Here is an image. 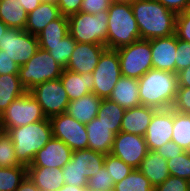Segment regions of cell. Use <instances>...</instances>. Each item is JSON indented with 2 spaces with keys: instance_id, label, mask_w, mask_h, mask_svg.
<instances>
[{
  "instance_id": "cell-43",
  "label": "cell",
  "mask_w": 190,
  "mask_h": 191,
  "mask_svg": "<svg viewBox=\"0 0 190 191\" xmlns=\"http://www.w3.org/2000/svg\"><path fill=\"white\" fill-rule=\"evenodd\" d=\"M154 191H190L189 181L170 175L162 184L156 186Z\"/></svg>"
},
{
  "instance_id": "cell-1",
  "label": "cell",
  "mask_w": 190,
  "mask_h": 191,
  "mask_svg": "<svg viewBox=\"0 0 190 191\" xmlns=\"http://www.w3.org/2000/svg\"><path fill=\"white\" fill-rule=\"evenodd\" d=\"M141 39L166 37L175 34L177 14L157 0L130 2Z\"/></svg>"
},
{
  "instance_id": "cell-17",
  "label": "cell",
  "mask_w": 190,
  "mask_h": 191,
  "mask_svg": "<svg viewBox=\"0 0 190 191\" xmlns=\"http://www.w3.org/2000/svg\"><path fill=\"white\" fill-rule=\"evenodd\" d=\"M152 68L175 73L177 37L175 34L150 39Z\"/></svg>"
},
{
  "instance_id": "cell-46",
  "label": "cell",
  "mask_w": 190,
  "mask_h": 191,
  "mask_svg": "<svg viewBox=\"0 0 190 191\" xmlns=\"http://www.w3.org/2000/svg\"><path fill=\"white\" fill-rule=\"evenodd\" d=\"M19 66L5 54L4 50H0V75L18 74Z\"/></svg>"
},
{
  "instance_id": "cell-55",
  "label": "cell",
  "mask_w": 190,
  "mask_h": 191,
  "mask_svg": "<svg viewBox=\"0 0 190 191\" xmlns=\"http://www.w3.org/2000/svg\"><path fill=\"white\" fill-rule=\"evenodd\" d=\"M117 1L133 2L134 0H117Z\"/></svg>"
},
{
  "instance_id": "cell-25",
  "label": "cell",
  "mask_w": 190,
  "mask_h": 191,
  "mask_svg": "<svg viewBox=\"0 0 190 191\" xmlns=\"http://www.w3.org/2000/svg\"><path fill=\"white\" fill-rule=\"evenodd\" d=\"M138 170L149 179L154 188L170 176L167 160L156 151H148Z\"/></svg>"
},
{
  "instance_id": "cell-36",
  "label": "cell",
  "mask_w": 190,
  "mask_h": 191,
  "mask_svg": "<svg viewBox=\"0 0 190 191\" xmlns=\"http://www.w3.org/2000/svg\"><path fill=\"white\" fill-rule=\"evenodd\" d=\"M170 175L190 180V152L184 151L178 156L167 160Z\"/></svg>"
},
{
  "instance_id": "cell-11",
  "label": "cell",
  "mask_w": 190,
  "mask_h": 191,
  "mask_svg": "<svg viewBox=\"0 0 190 191\" xmlns=\"http://www.w3.org/2000/svg\"><path fill=\"white\" fill-rule=\"evenodd\" d=\"M0 39V50H4L18 66L27 63L39 48L38 38L25 30L12 29Z\"/></svg>"
},
{
  "instance_id": "cell-44",
  "label": "cell",
  "mask_w": 190,
  "mask_h": 191,
  "mask_svg": "<svg viewBox=\"0 0 190 191\" xmlns=\"http://www.w3.org/2000/svg\"><path fill=\"white\" fill-rule=\"evenodd\" d=\"M117 0H83L80 12L97 14L108 11L109 6Z\"/></svg>"
},
{
  "instance_id": "cell-6",
  "label": "cell",
  "mask_w": 190,
  "mask_h": 191,
  "mask_svg": "<svg viewBox=\"0 0 190 191\" xmlns=\"http://www.w3.org/2000/svg\"><path fill=\"white\" fill-rule=\"evenodd\" d=\"M63 70L47 50L39 47L27 63L19 66L18 76L21 84L29 91L37 84L59 79Z\"/></svg>"
},
{
  "instance_id": "cell-26",
  "label": "cell",
  "mask_w": 190,
  "mask_h": 191,
  "mask_svg": "<svg viewBox=\"0 0 190 191\" xmlns=\"http://www.w3.org/2000/svg\"><path fill=\"white\" fill-rule=\"evenodd\" d=\"M105 154L91 149L75 150L72 153L71 161L75 163L81 174L87 179L95 175L104 165Z\"/></svg>"
},
{
  "instance_id": "cell-49",
  "label": "cell",
  "mask_w": 190,
  "mask_h": 191,
  "mask_svg": "<svg viewBox=\"0 0 190 191\" xmlns=\"http://www.w3.org/2000/svg\"><path fill=\"white\" fill-rule=\"evenodd\" d=\"M178 87H190V66L177 73Z\"/></svg>"
},
{
  "instance_id": "cell-3",
  "label": "cell",
  "mask_w": 190,
  "mask_h": 191,
  "mask_svg": "<svg viewBox=\"0 0 190 191\" xmlns=\"http://www.w3.org/2000/svg\"><path fill=\"white\" fill-rule=\"evenodd\" d=\"M5 132L14 143L16 159L21 165L30 166L35 154L53 137L50 119L30 123Z\"/></svg>"
},
{
  "instance_id": "cell-32",
  "label": "cell",
  "mask_w": 190,
  "mask_h": 191,
  "mask_svg": "<svg viewBox=\"0 0 190 191\" xmlns=\"http://www.w3.org/2000/svg\"><path fill=\"white\" fill-rule=\"evenodd\" d=\"M76 43L77 42L72 38V36L68 34L56 44L39 45V47L47 50L51 57L65 69L75 49Z\"/></svg>"
},
{
  "instance_id": "cell-10",
  "label": "cell",
  "mask_w": 190,
  "mask_h": 191,
  "mask_svg": "<svg viewBox=\"0 0 190 191\" xmlns=\"http://www.w3.org/2000/svg\"><path fill=\"white\" fill-rule=\"evenodd\" d=\"M29 93L41 105V109L48 119L65 113L70 102L60 78L37 84L29 90Z\"/></svg>"
},
{
  "instance_id": "cell-15",
  "label": "cell",
  "mask_w": 190,
  "mask_h": 191,
  "mask_svg": "<svg viewBox=\"0 0 190 191\" xmlns=\"http://www.w3.org/2000/svg\"><path fill=\"white\" fill-rule=\"evenodd\" d=\"M73 151L62 140L52 137L34 156L28 167H50L62 169L72 157Z\"/></svg>"
},
{
  "instance_id": "cell-54",
  "label": "cell",
  "mask_w": 190,
  "mask_h": 191,
  "mask_svg": "<svg viewBox=\"0 0 190 191\" xmlns=\"http://www.w3.org/2000/svg\"><path fill=\"white\" fill-rule=\"evenodd\" d=\"M42 1H47V2H54V3H57L59 0H42Z\"/></svg>"
},
{
  "instance_id": "cell-30",
  "label": "cell",
  "mask_w": 190,
  "mask_h": 191,
  "mask_svg": "<svg viewBox=\"0 0 190 191\" xmlns=\"http://www.w3.org/2000/svg\"><path fill=\"white\" fill-rule=\"evenodd\" d=\"M69 34L68 16L61 15L51 21L40 34L37 35L39 45L56 44Z\"/></svg>"
},
{
  "instance_id": "cell-51",
  "label": "cell",
  "mask_w": 190,
  "mask_h": 191,
  "mask_svg": "<svg viewBox=\"0 0 190 191\" xmlns=\"http://www.w3.org/2000/svg\"><path fill=\"white\" fill-rule=\"evenodd\" d=\"M15 191H40L28 176L21 182Z\"/></svg>"
},
{
  "instance_id": "cell-16",
  "label": "cell",
  "mask_w": 190,
  "mask_h": 191,
  "mask_svg": "<svg viewBox=\"0 0 190 191\" xmlns=\"http://www.w3.org/2000/svg\"><path fill=\"white\" fill-rule=\"evenodd\" d=\"M106 49L102 44L77 42L65 69L79 74L92 73Z\"/></svg>"
},
{
  "instance_id": "cell-41",
  "label": "cell",
  "mask_w": 190,
  "mask_h": 191,
  "mask_svg": "<svg viewBox=\"0 0 190 191\" xmlns=\"http://www.w3.org/2000/svg\"><path fill=\"white\" fill-rule=\"evenodd\" d=\"M175 35L178 39L190 43V10L177 14Z\"/></svg>"
},
{
  "instance_id": "cell-24",
  "label": "cell",
  "mask_w": 190,
  "mask_h": 191,
  "mask_svg": "<svg viewBox=\"0 0 190 191\" xmlns=\"http://www.w3.org/2000/svg\"><path fill=\"white\" fill-rule=\"evenodd\" d=\"M101 102L102 98L94 93H89L79 99L70 101L66 113L78 122L87 124L97 117Z\"/></svg>"
},
{
  "instance_id": "cell-35",
  "label": "cell",
  "mask_w": 190,
  "mask_h": 191,
  "mask_svg": "<svg viewBox=\"0 0 190 191\" xmlns=\"http://www.w3.org/2000/svg\"><path fill=\"white\" fill-rule=\"evenodd\" d=\"M0 167H27L16 159L14 143L5 131L0 130Z\"/></svg>"
},
{
  "instance_id": "cell-12",
  "label": "cell",
  "mask_w": 190,
  "mask_h": 191,
  "mask_svg": "<svg viewBox=\"0 0 190 191\" xmlns=\"http://www.w3.org/2000/svg\"><path fill=\"white\" fill-rule=\"evenodd\" d=\"M53 137L62 140L72 151L88 149L86 126L66 112L50 118Z\"/></svg>"
},
{
  "instance_id": "cell-19",
  "label": "cell",
  "mask_w": 190,
  "mask_h": 191,
  "mask_svg": "<svg viewBox=\"0 0 190 191\" xmlns=\"http://www.w3.org/2000/svg\"><path fill=\"white\" fill-rule=\"evenodd\" d=\"M85 126L88 136V149L105 155L110 154L116 135L110 127L101 123L97 117Z\"/></svg>"
},
{
  "instance_id": "cell-20",
  "label": "cell",
  "mask_w": 190,
  "mask_h": 191,
  "mask_svg": "<svg viewBox=\"0 0 190 191\" xmlns=\"http://www.w3.org/2000/svg\"><path fill=\"white\" fill-rule=\"evenodd\" d=\"M92 73H75L67 69L62 71L60 80L70 101L79 99L89 93H94V80Z\"/></svg>"
},
{
  "instance_id": "cell-38",
  "label": "cell",
  "mask_w": 190,
  "mask_h": 191,
  "mask_svg": "<svg viewBox=\"0 0 190 191\" xmlns=\"http://www.w3.org/2000/svg\"><path fill=\"white\" fill-rule=\"evenodd\" d=\"M114 181L103 165L95 175L87 180L88 191H113Z\"/></svg>"
},
{
  "instance_id": "cell-8",
  "label": "cell",
  "mask_w": 190,
  "mask_h": 191,
  "mask_svg": "<svg viewBox=\"0 0 190 191\" xmlns=\"http://www.w3.org/2000/svg\"><path fill=\"white\" fill-rule=\"evenodd\" d=\"M116 50L122 76L139 79L153 69L150 40L140 39Z\"/></svg>"
},
{
  "instance_id": "cell-14",
  "label": "cell",
  "mask_w": 190,
  "mask_h": 191,
  "mask_svg": "<svg viewBox=\"0 0 190 191\" xmlns=\"http://www.w3.org/2000/svg\"><path fill=\"white\" fill-rule=\"evenodd\" d=\"M173 130V109L157 110L145 134L149 151H156L163 144L171 141Z\"/></svg>"
},
{
  "instance_id": "cell-23",
  "label": "cell",
  "mask_w": 190,
  "mask_h": 191,
  "mask_svg": "<svg viewBox=\"0 0 190 191\" xmlns=\"http://www.w3.org/2000/svg\"><path fill=\"white\" fill-rule=\"evenodd\" d=\"M27 176L40 191H57L65 185L60 168L27 167Z\"/></svg>"
},
{
  "instance_id": "cell-33",
  "label": "cell",
  "mask_w": 190,
  "mask_h": 191,
  "mask_svg": "<svg viewBox=\"0 0 190 191\" xmlns=\"http://www.w3.org/2000/svg\"><path fill=\"white\" fill-rule=\"evenodd\" d=\"M113 191H154V187L138 169H133L123 180L114 184Z\"/></svg>"
},
{
  "instance_id": "cell-7",
  "label": "cell",
  "mask_w": 190,
  "mask_h": 191,
  "mask_svg": "<svg viewBox=\"0 0 190 191\" xmlns=\"http://www.w3.org/2000/svg\"><path fill=\"white\" fill-rule=\"evenodd\" d=\"M45 119L41 105L27 91L24 95L12 101L0 115V130L5 131Z\"/></svg>"
},
{
  "instance_id": "cell-42",
  "label": "cell",
  "mask_w": 190,
  "mask_h": 191,
  "mask_svg": "<svg viewBox=\"0 0 190 191\" xmlns=\"http://www.w3.org/2000/svg\"><path fill=\"white\" fill-rule=\"evenodd\" d=\"M171 108L179 113L190 114V87H178Z\"/></svg>"
},
{
  "instance_id": "cell-48",
  "label": "cell",
  "mask_w": 190,
  "mask_h": 191,
  "mask_svg": "<svg viewBox=\"0 0 190 191\" xmlns=\"http://www.w3.org/2000/svg\"><path fill=\"white\" fill-rule=\"evenodd\" d=\"M168 10L173 11L176 14L182 13L188 10V0H157Z\"/></svg>"
},
{
  "instance_id": "cell-4",
  "label": "cell",
  "mask_w": 190,
  "mask_h": 191,
  "mask_svg": "<svg viewBox=\"0 0 190 191\" xmlns=\"http://www.w3.org/2000/svg\"><path fill=\"white\" fill-rule=\"evenodd\" d=\"M107 49H118L140 40L130 2L116 1L108 8Z\"/></svg>"
},
{
  "instance_id": "cell-9",
  "label": "cell",
  "mask_w": 190,
  "mask_h": 191,
  "mask_svg": "<svg viewBox=\"0 0 190 191\" xmlns=\"http://www.w3.org/2000/svg\"><path fill=\"white\" fill-rule=\"evenodd\" d=\"M94 80V94L99 98L109 99L112 91L122 76L120 60L115 49H106L92 72Z\"/></svg>"
},
{
  "instance_id": "cell-13",
  "label": "cell",
  "mask_w": 190,
  "mask_h": 191,
  "mask_svg": "<svg viewBox=\"0 0 190 191\" xmlns=\"http://www.w3.org/2000/svg\"><path fill=\"white\" fill-rule=\"evenodd\" d=\"M148 151L144 136L120 131L115 135L110 154L121 159L132 168L138 169Z\"/></svg>"
},
{
  "instance_id": "cell-37",
  "label": "cell",
  "mask_w": 190,
  "mask_h": 191,
  "mask_svg": "<svg viewBox=\"0 0 190 191\" xmlns=\"http://www.w3.org/2000/svg\"><path fill=\"white\" fill-rule=\"evenodd\" d=\"M104 166L107 172H109V175L112 177L114 183H118L123 180L134 169L121 159L111 154L105 155Z\"/></svg>"
},
{
  "instance_id": "cell-39",
  "label": "cell",
  "mask_w": 190,
  "mask_h": 191,
  "mask_svg": "<svg viewBox=\"0 0 190 191\" xmlns=\"http://www.w3.org/2000/svg\"><path fill=\"white\" fill-rule=\"evenodd\" d=\"M65 185L87 187V178L71 160L62 168Z\"/></svg>"
},
{
  "instance_id": "cell-40",
  "label": "cell",
  "mask_w": 190,
  "mask_h": 191,
  "mask_svg": "<svg viewBox=\"0 0 190 191\" xmlns=\"http://www.w3.org/2000/svg\"><path fill=\"white\" fill-rule=\"evenodd\" d=\"M190 66V43L177 38L175 73Z\"/></svg>"
},
{
  "instance_id": "cell-56",
  "label": "cell",
  "mask_w": 190,
  "mask_h": 191,
  "mask_svg": "<svg viewBox=\"0 0 190 191\" xmlns=\"http://www.w3.org/2000/svg\"><path fill=\"white\" fill-rule=\"evenodd\" d=\"M188 10H190V0H188Z\"/></svg>"
},
{
  "instance_id": "cell-53",
  "label": "cell",
  "mask_w": 190,
  "mask_h": 191,
  "mask_svg": "<svg viewBox=\"0 0 190 191\" xmlns=\"http://www.w3.org/2000/svg\"><path fill=\"white\" fill-rule=\"evenodd\" d=\"M8 30V26L6 24H4L1 20H0V39L3 36V34Z\"/></svg>"
},
{
  "instance_id": "cell-50",
  "label": "cell",
  "mask_w": 190,
  "mask_h": 191,
  "mask_svg": "<svg viewBox=\"0 0 190 191\" xmlns=\"http://www.w3.org/2000/svg\"><path fill=\"white\" fill-rule=\"evenodd\" d=\"M18 1L27 14L33 11L35 8H37L42 2V0H18Z\"/></svg>"
},
{
  "instance_id": "cell-29",
  "label": "cell",
  "mask_w": 190,
  "mask_h": 191,
  "mask_svg": "<svg viewBox=\"0 0 190 191\" xmlns=\"http://www.w3.org/2000/svg\"><path fill=\"white\" fill-rule=\"evenodd\" d=\"M125 109L110 99H102L98 109L97 118L101 123L110 127L113 133L117 134L121 129V122Z\"/></svg>"
},
{
  "instance_id": "cell-27",
  "label": "cell",
  "mask_w": 190,
  "mask_h": 191,
  "mask_svg": "<svg viewBox=\"0 0 190 191\" xmlns=\"http://www.w3.org/2000/svg\"><path fill=\"white\" fill-rule=\"evenodd\" d=\"M28 14L18 0L0 1V20L8 28L25 30Z\"/></svg>"
},
{
  "instance_id": "cell-34",
  "label": "cell",
  "mask_w": 190,
  "mask_h": 191,
  "mask_svg": "<svg viewBox=\"0 0 190 191\" xmlns=\"http://www.w3.org/2000/svg\"><path fill=\"white\" fill-rule=\"evenodd\" d=\"M27 176V167H0V191H15Z\"/></svg>"
},
{
  "instance_id": "cell-18",
  "label": "cell",
  "mask_w": 190,
  "mask_h": 191,
  "mask_svg": "<svg viewBox=\"0 0 190 191\" xmlns=\"http://www.w3.org/2000/svg\"><path fill=\"white\" fill-rule=\"evenodd\" d=\"M157 109L148 106H138L125 110L121 122V132L145 136L152 116Z\"/></svg>"
},
{
  "instance_id": "cell-31",
  "label": "cell",
  "mask_w": 190,
  "mask_h": 191,
  "mask_svg": "<svg viewBox=\"0 0 190 191\" xmlns=\"http://www.w3.org/2000/svg\"><path fill=\"white\" fill-rule=\"evenodd\" d=\"M171 141L178 144L184 151L190 152V114L173 110V130Z\"/></svg>"
},
{
  "instance_id": "cell-2",
  "label": "cell",
  "mask_w": 190,
  "mask_h": 191,
  "mask_svg": "<svg viewBox=\"0 0 190 191\" xmlns=\"http://www.w3.org/2000/svg\"><path fill=\"white\" fill-rule=\"evenodd\" d=\"M139 83L140 103L157 110L170 109L178 90L177 74L170 71L150 69Z\"/></svg>"
},
{
  "instance_id": "cell-45",
  "label": "cell",
  "mask_w": 190,
  "mask_h": 191,
  "mask_svg": "<svg viewBox=\"0 0 190 191\" xmlns=\"http://www.w3.org/2000/svg\"><path fill=\"white\" fill-rule=\"evenodd\" d=\"M83 0H59L57 6L61 15L70 16L80 12Z\"/></svg>"
},
{
  "instance_id": "cell-21",
  "label": "cell",
  "mask_w": 190,
  "mask_h": 191,
  "mask_svg": "<svg viewBox=\"0 0 190 191\" xmlns=\"http://www.w3.org/2000/svg\"><path fill=\"white\" fill-rule=\"evenodd\" d=\"M109 99L125 110L141 106L138 79L121 76Z\"/></svg>"
},
{
  "instance_id": "cell-52",
  "label": "cell",
  "mask_w": 190,
  "mask_h": 191,
  "mask_svg": "<svg viewBox=\"0 0 190 191\" xmlns=\"http://www.w3.org/2000/svg\"><path fill=\"white\" fill-rule=\"evenodd\" d=\"M57 191H88V189L86 187L64 185Z\"/></svg>"
},
{
  "instance_id": "cell-28",
  "label": "cell",
  "mask_w": 190,
  "mask_h": 191,
  "mask_svg": "<svg viewBox=\"0 0 190 191\" xmlns=\"http://www.w3.org/2000/svg\"><path fill=\"white\" fill-rule=\"evenodd\" d=\"M27 92L18 74L0 75V115L15 99Z\"/></svg>"
},
{
  "instance_id": "cell-22",
  "label": "cell",
  "mask_w": 190,
  "mask_h": 191,
  "mask_svg": "<svg viewBox=\"0 0 190 191\" xmlns=\"http://www.w3.org/2000/svg\"><path fill=\"white\" fill-rule=\"evenodd\" d=\"M60 16L57 3L42 1L37 8L28 13L25 31L37 36L51 21Z\"/></svg>"
},
{
  "instance_id": "cell-5",
  "label": "cell",
  "mask_w": 190,
  "mask_h": 191,
  "mask_svg": "<svg viewBox=\"0 0 190 191\" xmlns=\"http://www.w3.org/2000/svg\"><path fill=\"white\" fill-rule=\"evenodd\" d=\"M108 11L78 12L68 16L69 34L78 43L102 44L107 48Z\"/></svg>"
},
{
  "instance_id": "cell-47",
  "label": "cell",
  "mask_w": 190,
  "mask_h": 191,
  "mask_svg": "<svg viewBox=\"0 0 190 191\" xmlns=\"http://www.w3.org/2000/svg\"><path fill=\"white\" fill-rule=\"evenodd\" d=\"M156 152L164 157L166 160L173 158L174 156H178L184 152V150L175 142L169 141L163 144L160 148L156 150Z\"/></svg>"
}]
</instances>
